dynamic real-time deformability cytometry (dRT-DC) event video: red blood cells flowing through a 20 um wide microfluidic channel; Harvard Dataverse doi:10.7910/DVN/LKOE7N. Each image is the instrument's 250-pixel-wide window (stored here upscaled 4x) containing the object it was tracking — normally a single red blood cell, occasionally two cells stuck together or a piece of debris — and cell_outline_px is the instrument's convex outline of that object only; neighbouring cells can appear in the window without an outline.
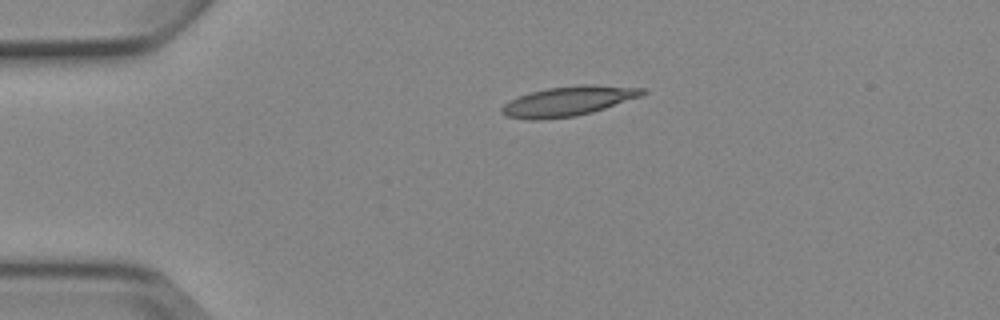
{"species": "Egyptian fruit bat (a non-hibernating species)", "species_latin": "Rousettus aegyptiacus", "temperature_condition": "cold", "stored_images_in_passage": 2, "camera_frame_rate_fps": 3000, "um_per_image_px": 0.085, "animal": {"sex": "female"}, "frame": {"image": 1, "passage_image": 1, "time_ms": 0.0, "image_size_px": [1000, 320], "cell_outline_px": [[648, 92], [640, 96], [592, 112], [576, 116], [544, 120], [528, 120], [508, 116], [500, 112], [500, 108], [504, 104], [520, 96], [532, 92], [548, 88], [580, 84], [592, 84], [648, 88]], "centroid_in_image_um": [48.33, 8.59], "position_along_channel_um": 36.7, "area_um2": 24.33}}